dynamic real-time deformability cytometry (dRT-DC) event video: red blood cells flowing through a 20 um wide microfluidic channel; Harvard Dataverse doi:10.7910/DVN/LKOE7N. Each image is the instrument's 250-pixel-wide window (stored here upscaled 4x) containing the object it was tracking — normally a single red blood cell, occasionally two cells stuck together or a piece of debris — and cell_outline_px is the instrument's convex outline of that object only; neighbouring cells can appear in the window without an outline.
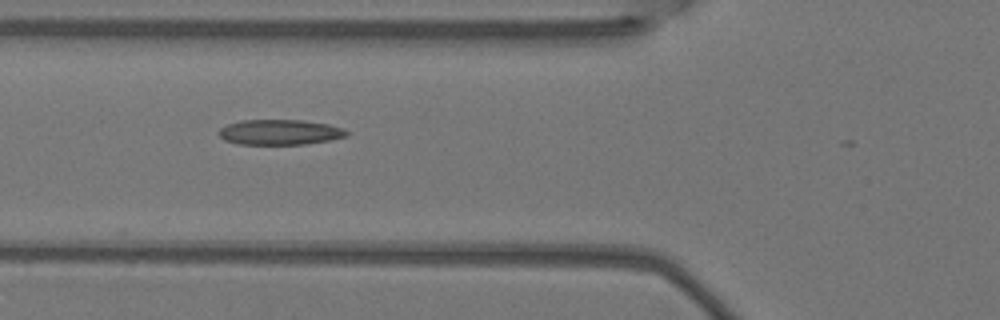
{"species": "Egyptian fruit bat (a non-hibernating species)", "species_latin": "Rousettus aegyptiacus", "temperature_condition": "warm", "stored_images_in_passage": 4, "camera_frame_rate_fps": 3000, "um_per_image_px": 0.085, "animal": {"sex": "female"}, "frame": {"image": 1, "passage_image": 3, "time_ms": 0.667, "image_size_px": [1000, 320], "cell_outline_px": [[348, 136], [332, 140], [304, 144], [240, 144], [224, 140], [220, 136], [220, 128], [228, 124], [240, 120], [304, 120], [328, 124], [344, 128], [348, 132]], "centroid_in_image_um": [23.83, 11.23], "position_along_channel_um": 102.0, "area_um2": 18.84}}